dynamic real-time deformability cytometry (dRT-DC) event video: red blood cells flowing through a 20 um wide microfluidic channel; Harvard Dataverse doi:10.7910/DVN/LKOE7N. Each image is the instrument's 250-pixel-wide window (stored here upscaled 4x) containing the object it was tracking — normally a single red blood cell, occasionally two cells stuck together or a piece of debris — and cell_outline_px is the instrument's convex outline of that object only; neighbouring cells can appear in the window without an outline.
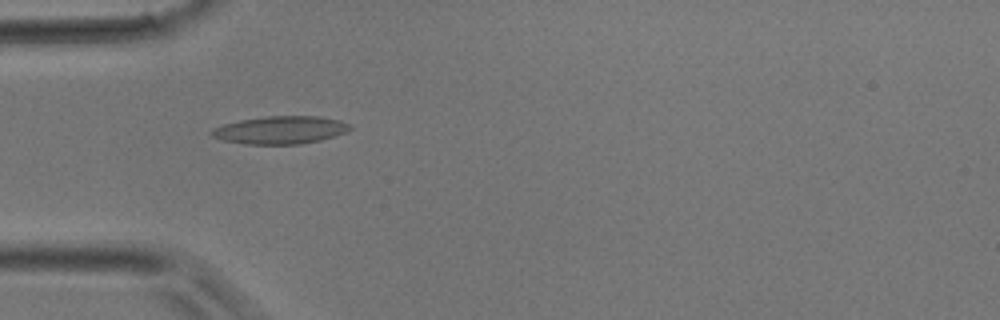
{"species": "common noctule bat (a hibernating species)", "species_latin": "Nyctalus noctula", "temperature_condition": "room temperature", "stored_images_in_passage": 37, "camera_frame_rate_fps": 3000, "um_per_image_px": 0.085, "animal": {"sex": "male", "body_mass_g": 17.9}, "frame": {"image": 1, "passage_image": 12, "time_ms": 3.667, "image_size_px": [1000, 320], "cell_outline_px": [[352, 128], [348, 132], [320, 140], [300, 144], [244, 144], [224, 140], [212, 136], [208, 132], [212, 128], [224, 124], [240, 120], [264, 116], [320, 116], [340, 120], [352, 124]], "centroid_in_image_um": [23.86, 11.04], "position_along_channel_um": 61.1, "area_um2": 22.6}}
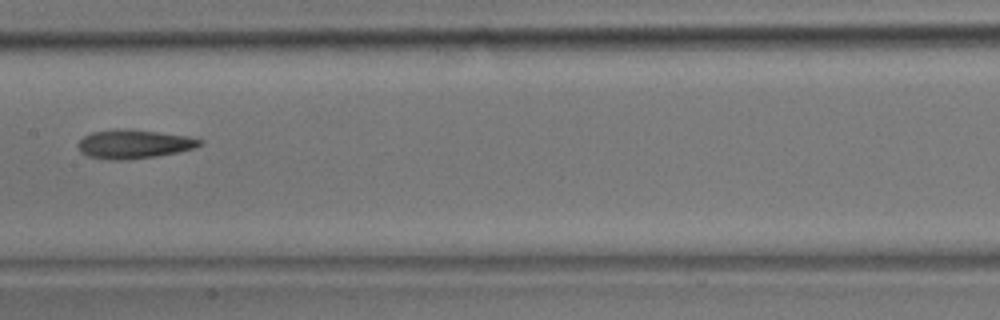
{"frame": {"image": 2, "passage_image": 20, "time_ms": 6.333, "image_size_px": [1000, 320], "cell_outline_px": [[204, 144], [196, 148], [156, 156], [128, 160], [112, 160], [88, 156], [80, 152], [76, 144], [84, 136], [92, 132], [124, 128], [128, 128], [188, 136], [204, 140]], "centroid_in_image_um": [11.4, 12.24], "position_along_channel_um": 196.0, "area_um2": 20.63}}
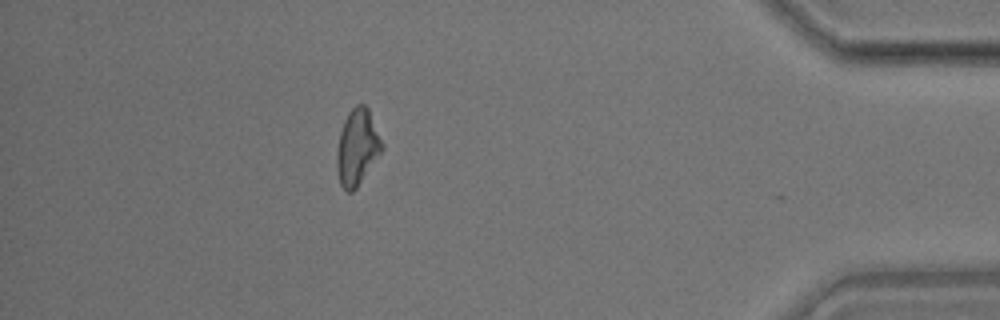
{"frame": {"image": 3, "passage_image": 35, "time_ms": 11.333, "image_size_px": [1000, 320], "cell_outline_px": [[384, 148], [356, 188], [352, 192], [348, 192], [340, 184], [336, 168], [336, 156], [340, 132], [344, 120], [348, 112], [356, 104], [364, 104], [368, 108], [384, 144]], "centroid_in_image_um": [30.37, 12.5], "position_along_channel_um": 404.8, "area_um2": 19.94}}